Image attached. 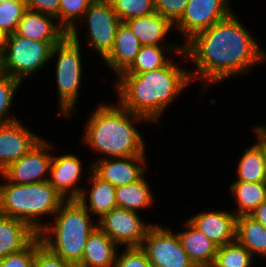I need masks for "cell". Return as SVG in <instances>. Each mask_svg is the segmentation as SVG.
I'll return each instance as SVG.
<instances>
[{
	"label": "cell",
	"instance_id": "obj_36",
	"mask_svg": "<svg viewBox=\"0 0 266 267\" xmlns=\"http://www.w3.org/2000/svg\"><path fill=\"white\" fill-rule=\"evenodd\" d=\"M121 254L116 258L115 267H152L141 247H126Z\"/></svg>",
	"mask_w": 266,
	"mask_h": 267
},
{
	"label": "cell",
	"instance_id": "obj_13",
	"mask_svg": "<svg viewBox=\"0 0 266 267\" xmlns=\"http://www.w3.org/2000/svg\"><path fill=\"white\" fill-rule=\"evenodd\" d=\"M40 139L18 120L0 124V174L31 150Z\"/></svg>",
	"mask_w": 266,
	"mask_h": 267
},
{
	"label": "cell",
	"instance_id": "obj_11",
	"mask_svg": "<svg viewBox=\"0 0 266 267\" xmlns=\"http://www.w3.org/2000/svg\"><path fill=\"white\" fill-rule=\"evenodd\" d=\"M228 0H189L182 17L174 24L187 43L196 34L225 19L232 12Z\"/></svg>",
	"mask_w": 266,
	"mask_h": 267
},
{
	"label": "cell",
	"instance_id": "obj_29",
	"mask_svg": "<svg viewBox=\"0 0 266 267\" xmlns=\"http://www.w3.org/2000/svg\"><path fill=\"white\" fill-rule=\"evenodd\" d=\"M252 257L251 253L235 240L218 247L211 267H250Z\"/></svg>",
	"mask_w": 266,
	"mask_h": 267
},
{
	"label": "cell",
	"instance_id": "obj_23",
	"mask_svg": "<svg viewBox=\"0 0 266 267\" xmlns=\"http://www.w3.org/2000/svg\"><path fill=\"white\" fill-rule=\"evenodd\" d=\"M255 132L258 136V142L245 150L238 165L237 181L264 182L263 126L256 127Z\"/></svg>",
	"mask_w": 266,
	"mask_h": 267
},
{
	"label": "cell",
	"instance_id": "obj_17",
	"mask_svg": "<svg viewBox=\"0 0 266 267\" xmlns=\"http://www.w3.org/2000/svg\"><path fill=\"white\" fill-rule=\"evenodd\" d=\"M52 18L55 20V17L51 15L27 10L23 14L15 33L35 41L60 42L68 33L60 24L54 25Z\"/></svg>",
	"mask_w": 266,
	"mask_h": 267
},
{
	"label": "cell",
	"instance_id": "obj_18",
	"mask_svg": "<svg viewBox=\"0 0 266 267\" xmlns=\"http://www.w3.org/2000/svg\"><path fill=\"white\" fill-rule=\"evenodd\" d=\"M141 46L135 34L124 22H121L116 32L114 46L104 61L119 76L134 62Z\"/></svg>",
	"mask_w": 266,
	"mask_h": 267
},
{
	"label": "cell",
	"instance_id": "obj_19",
	"mask_svg": "<svg viewBox=\"0 0 266 267\" xmlns=\"http://www.w3.org/2000/svg\"><path fill=\"white\" fill-rule=\"evenodd\" d=\"M117 244L96 227L88 236L81 262L76 267H115Z\"/></svg>",
	"mask_w": 266,
	"mask_h": 267
},
{
	"label": "cell",
	"instance_id": "obj_4",
	"mask_svg": "<svg viewBox=\"0 0 266 267\" xmlns=\"http://www.w3.org/2000/svg\"><path fill=\"white\" fill-rule=\"evenodd\" d=\"M85 196L86 191H82L77 199H66L54 214V225L47 224L38 234L45 247L74 266L81 262L88 236L97 227L90 220Z\"/></svg>",
	"mask_w": 266,
	"mask_h": 267
},
{
	"label": "cell",
	"instance_id": "obj_24",
	"mask_svg": "<svg viewBox=\"0 0 266 267\" xmlns=\"http://www.w3.org/2000/svg\"><path fill=\"white\" fill-rule=\"evenodd\" d=\"M235 240L253 256H266V228L250 215L236 217Z\"/></svg>",
	"mask_w": 266,
	"mask_h": 267
},
{
	"label": "cell",
	"instance_id": "obj_25",
	"mask_svg": "<svg viewBox=\"0 0 266 267\" xmlns=\"http://www.w3.org/2000/svg\"><path fill=\"white\" fill-rule=\"evenodd\" d=\"M115 197L117 207L133 212L149 207L153 202L152 192L144 177L137 182L116 187Z\"/></svg>",
	"mask_w": 266,
	"mask_h": 267
},
{
	"label": "cell",
	"instance_id": "obj_6",
	"mask_svg": "<svg viewBox=\"0 0 266 267\" xmlns=\"http://www.w3.org/2000/svg\"><path fill=\"white\" fill-rule=\"evenodd\" d=\"M58 55L56 65L57 85L59 92L60 108L66 117L77 101L79 85L81 82V58L80 45L76 27H74L58 44L51 50V58Z\"/></svg>",
	"mask_w": 266,
	"mask_h": 267
},
{
	"label": "cell",
	"instance_id": "obj_1",
	"mask_svg": "<svg viewBox=\"0 0 266 267\" xmlns=\"http://www.w3.org/2000/svg\"><path fill=\"white\" fill-rule=\"evenodd\" d=\"M172 48L196 63L197 76L206 84L248 72L256 63L266 61V53L232 13L185 45Z\"/></svg>",
	"mask_w": 266,
	"mask_h": 267
},
{
	"label": "cell",
	"instance_id": "obj_31",
	"mask_svg": "<svg viewBox=\"0 0 266 267\" xmlns=\"http://www.w3.org/2000/svg\"><path fill=\"white\" fill-rule=\"evenodd\" d=\"M94 0H60L58 20L60 26L69 33L74 27L75 19L83 17Z\"/></svg>",
	"mask_w": 266,
	"mask_h": 267
},
{
	"label": "cell",
	"instance_id": "obj_27",
	"mask_svg": "<svg viewBox=\"0 0 266 267\" xmlns=\"http://www.w3.org/2000/svg\"><path fill=\"white\" fill-rule=\"evenodd\" d=\"M92 189L89 192L90 211L100 215V218L117 207L116 188L109 182L99 178L90 168Z\"/></svg>",
	"mask_w": 266,
	"mask_h": 267
},
{
	"label": "cell",
	"instance_id": "obj_37",
	"mask_svg": "<svg viewBox=\"0 0 266 267\" xmlns=\"http://www.w3.org/2000/svg\"><path fill=\"white\" fill-rule=\"evenodd\" d=\"M35 239L22 251L8 255V267H33Z\"/></svg>",
	"mask_w": 266,
	"mask_h": 267
},
{
	"label": "cell",
	"instance_id": "obj_22",
	"mask_svg": "<svg viewBox=\"0 0 266 267\" xmlns=\"http://www.w3.org/2000/svg\"><path fill=\"white\" fill-rule=\"evenodd\" d=\"M138 38L141 45H159V41L165 37L172 23L154 13L145 17H135L124 22Z\"/></svg>",
	"mask_w": 266,
	"mask_h": 267
},
{
	"label": "cell",
	"instance_id": "obj_35",
	"mask_svg": "<svg viewBox=\"0 0 266 267\" xmlns=\"http://www.w3.org/2000/svg\"><path fill=\"white\" fill-rule=\"evenodd\" d=\"M189 0H154L155 11L175 24L185 11Z\"/></svg>",
	"mask_w": 266,
	"mask_h": 267
},
{
	"label": "cell",
	"instance_id": "obj_15",
	"mask_svg": "<svg viewBox=\"0 0 266 267\" xmlns=\"http://www.w3.org/2000/svg\"><path fill=\"white\" fill-rule=\"evenodd\" d=\"M188 222L218 247L235 241L236 215L229 211H214L197 214Z\"/></svg>",
	"mask_w": 266,
	"mask_h": 267
},
{
	"label": "cell",
	"instance_id": "obj_44",
	"mask_svg": "<svg viewBox=\"0 0 266 267\" xmlns=\"http://www.w3.org/2000/svg\"><path fill=\"white\" fill-rule=\"evenodd\" d=\"M192 267H207V266H204V265H193Z\"/></svg>",
	"mask_w": 266,
	"mask_h": 267
},
{
	"label": "cell",
	"instance_id": "obj_12",
	"mask_svg": "<svg viewBox=\"0 0 266 267\" xmlns=\"http://www.w3.org/2000/svg\"><path fill=\"white\" fill-rule=\"evenodd\" d=\"M51 148L52 145L41 138L31 150L3 171L2 177L15 184L48 181L43 176L50 171L53 156L47 154L46 149Z\"/></svg>",
	"mask_w": 266,
	"mask_h": 267
},
{
	"label": "cell",
	"instance_id": "obj_33",
	"mask_svg": "<svg viewBox=\"0 0 266 267\" xmlns=\"http://www.w3.org/2000/svg\"><path fill=\"white\" fill-rule=\"evenodd\" d=\"M20 81L0 71V124H7L16 121L14 118L5 117L7 110L11 105L13 96Z\"/></svg>",
	"mask_w": 266,
	"mask_h": 267
},
{
	"label": "cell",
	"instance_id": "obj_10",
	"mask_svg": "<svg viewBox=\"0 0 266 267\" xmlns=\"http://www.w3.org/2000/svg\"><path fill=\"white\" fill-rule=\"evenodd\" d=\"M137 214V212L116 207L99 219L97 227L117 245L141 247L152 225H145Z\"/></svg>",
	"mask_w": 266,
	"mask_h": 267
},
{
	"label": "cell",
	"instance_id": "obj_30",
	"mask_svg": "<svg viewBox=\"0 0 266 267\" xmlns=\"http://www.w3.org/2000/svg\"><path fill=\"white\" fill-rule=\"evenodd\" d=\"M109 2L122 22L156 12L154 0H110Z\"/></svg>",
	"mask_w": 266,
	"mask_h": 267
},
{
	"label": "cell",
	"instance_id": "obj_9",
	"mask_svg": "<svg viewBox=\"0 0 266 267\" xmlns=\"http://www.w3.org/2000/svg\"><path fill=\"white\" fill-rule=\"evenodd\" d=\"M89 44L104 59L112 50L118 26L122 22L109 1L94 0L85 12Z\"/></svg>",
	"mask_w": 266,
	"mask_h": 267
},
{
	"label": "cell",
	"instance_id": "obj_2",
	"mask_svg": "<svg viewBox=\"0 0 266 267\" xmlns=\"http://www.w3.org/2000/svg\"><path fill=\"white\" fill-rule=\"evenodd\" d=\"M192 73L171 61L140 74H120L116 83L119 104L135 115L158 123L166 106L193 80Z\"/></svg>",
	"mask_w": 266,
	"mask_h": 267
},
{
	"label": "cell",
	"instance_id": "obj_20",
	"mask_svg": "<svg viewBox=\"0 0 266 267\" xmlns=\"http://www.w3.org/2000/svg\"><path fill=\"white\" fill-rule=\"evenodd\" d=\"M37 236L38 233L25 222L0 214V260L22 251Z\"/></svg>",
	"mask_w": 266,
	"mask_h": 267
},
{
	"label": "cell",
	"instance_id": "obj_5",
	"mask_svg": "<svg viewBox=\"0 0 266 267\" xmlns=\"http://www.w3.org/2000/svg\"><path fill=\"white\" fill-rule=\"evenodd\" d=\"M65 198L48 181L31 184L9 182L0 185V214L21 220L36 233L45 227L37 217L55 214Z\"/></svg>",
	"mask_w": 266,
	"mask_h": 267
},
{
	"label": "cell",
	"instance_id": "obj_21",
	"mask_svg": "<svg viewBox=\"0 0 266 267\" xmlns=\"http://www.w3.org/2000/svg\"><path fill=\"white\" fill-rule=\"evenodd\" d=\"M185 226L188 229L177 234L182 248L195 265L211 267L218 246L202 232L193 227L188 221L185 223Z\"/></svg>",
	"mask_w": 266,
	"mask_h": 267
},
{
	"label": "cell",
	"instance_id": "obj_43",
	"mask_svg": "<svg viewBox=\"0 0 266 267\" xmlns=\"http://www.w3.org/2000/svg\"><path fill=\"white\" fill-rule=\"evenodd\" d=\"M8 0H0V4L3 3V2H6ZM9 1H17V0H9Z\"/></svg>",
	"mask_w": 266,
	"mask_h": 267
},
{
	"label": "cell",
	"instance_id": "obj_42",
	"mask_svg": "<svg viewBox=\"0 0 266 267\" xmlns=\"http://www.w3.org/2000/svg\"><path fill=\"white\" fill-rule=\"evenodd\" d=\"M0 267H8V255L0 260Z\"/></svg>",
	"mask_w": 266,
	"mask_h": 267
},
{
	"label": "cell",
	"instance_id": "obj_41",
	"mask_svg": "<svg viewBox=\"0 0 266 267\" xmlns=\"http://www.w3.org/2000/svg\"><path fill=\"white\" fill-rule=\"evenodd\" d=\"M263 155H264V163H265V177L264 182L266 183V127H263Z\"/></svg>",
	"mask_w": 266,
	"mask_h": 267
},
{
	"label": "cell",
	"instance_id": "obj_39",
	"mask_svg": "<svg viewBox=\"0 0 266 267\" xmlns=\"http://www.w3.org/2000/svg\"><path fill=\"white\" fill-rule=\"evenodd\" d=\"M256 221L266 228V200L263 201L251 214Z\"/></svg>",
	"mask_w": 266,
	"mask_h": 267
},
{
	"label": "cell",
	"instance_id": "obj_38",
	"mask_svg": "<svg viewBox=\"0 0 266 267\" xmlns=\"http://www.w3.org/2000/svg\"><path fill=\"white\" fill-rule=\"evenodd\" d=\"M25 2L28 10L48 14L58 20L60 0H25Z\"/></svg>",
	"mask_w": 266,
	"mask_h": 267
},
{
	"label": "cell",
	"instance_id": "obj_7",
	"mask_svg": "<svg viewBox=\"0 0 266 267\" xmlns=\"http://www.w3.org/2000/svg\"><path fill=\"white\" fill-rule=\"evenodd\" d=\"M58 43L30 40L16 33L8 34L4 53L0 57V71L21 82L51 59L52 47Z\"/></svg>",
	"mask_w": 266,
	"mask_h": 267
},
{
	"label": "cell",
	"instance_id": "obj_14",
	"mask_svg": "<svg viewBox=\"0 0 266 267\" xmlns=\"http://www.w3.org/2000/svg\"><path fill=\"white\" fill-rule=\"evenodd\" d=\"M145 156L101 158L92 164V171L115 188L137 182L143 176ZM136 162V163H135ZM138 163V164H137ZM142 163V165L140 164ZM140 164V165H139Z\"/></svg>",
	"mask_w": 266,
	"mask_h": 267
},
{
	"label": "cell",
	"instance_id": "obj_28",
	"mask_svg": "<svg viewBox=\"0 0 266 267\" xmlns=\"http://www.w3.org/2000/svg\"><path fill=\"white\" fill-rule=\"evenodd\" d=\"M160 45H142L131 66L121 74H140L166 66L170 60L164 56Z\"/></svg>",
	"mask_w": 266,
	"mask_h": 267
},
{
	"label": "cell",
	"instance_id": "obj_8",
	"mask_svg": "<svg viewBox=\"0 0 266 267\" xmlns=\"http://www.w3.org/2000/svg\"><path fill=\"white\" fill-rule=\"evenodd\" d=\"M141 248L147 254L152 267H192L195 265L182 248L178 235L156 224L147 231Z\"/></svg>",
	"mask_w": 266,
	"mask_h": 267
},
{
	"label": "cell",
	"instance_id": "obj_34",
	"mask_svg": "<svg viewBox=\"0 0 266 267\" xmlns=\"http://www.w3.org/2000/svg\"><path fill=\"white\" fill-rule=\"evenodd\" d=\"M33 267H76L45 247L39 236L35 238V258Z\"/></svg>",
	"mask_w": 266,
	"mask_h": 267
},
{
	"label": "cell",
	"instance_id": "obj_3",
	"mask_svg": "<svg viewBox=\"0 0 266 267\" xmlns=\"http://www.w3.org/2000/svg\"><path fill=\"white\" fill-rule=\"evenodd\" d=\"M141 120L148 121L119 104H101L89 119L84 142L108 158L144 156L141 134L132 124Z\"/></svg>",
	"mask_w": 266,
	"mask_h": 267
},
{
	"label": "cell",
	"instance_id": "obj_26",
	"mask_svg": "<svg viewBox=\"0 0 266 267\" xmlns=\"http://www.w3.org/2000/svg\"><path fill=\"white\" fill-rule=\"evenodd\" d=\"M231 192L236 197L238 205L236 217L250 215L266 200V183L235 181L231 185Z\"/></svg>",
	"mask_w": 266,
	"mask_h": 267
},
{
	"label": "cell",
	"instance_id": "obj_40",
	"mask_svg": "<svg viewBox=\"0 0 266 267\" xmlns=\"http://www.w3.org/2000/svg\"><path fill=\"white\" fill-rule=\"evenodd\" d=\"M7 33L0 28V57L3 55L6 41H7Z\"/></svg>",
	"mask_w": 266,
	"mask_h": 267
},
{
	"label": "cell",
	"instance_id": "obj_32",
	"mask_svg": "<svg viewBox=\"0 0 266 267\" xmlns=\"http://www.w3.org/2000/svg\"><path fill=\"white\" fill-rule=\"evenodd\" d=\"M25 0L6 1L0 4V28L7 34L15 33L23 14L27 11Z\"/></svg>",
	"mask_w": 266,
	"mask_h": 267
},
{
	"label": "cell",
	"instance_id": "obj_16",
	"mask_svg": "<svg viewBox=\"0 0 266 267\" xmlns=\"http://www.w3.org/2000/svg\"><path fill=\"white\" fill-rule=\"evenodd\" d=\"M81 167V161L75 155L53 156L49 171L52 178L48 179V182L65 199L67 197L68 199H77L83 190L73 187H75V183L80 178ZM69 190H71L70 193Z\"/></svg>",
	"mask_w": 266,
	"mask_h": 267
}]
</instances>
